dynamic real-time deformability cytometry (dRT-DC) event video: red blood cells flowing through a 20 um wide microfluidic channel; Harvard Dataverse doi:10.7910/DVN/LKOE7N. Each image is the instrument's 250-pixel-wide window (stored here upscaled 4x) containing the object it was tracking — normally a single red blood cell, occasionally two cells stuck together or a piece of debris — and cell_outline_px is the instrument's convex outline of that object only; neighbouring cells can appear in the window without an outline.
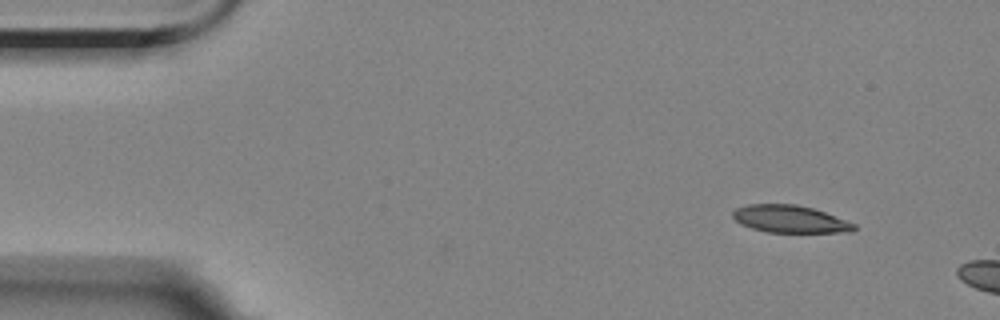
{"species": "Egyptian fruit bat (a non-hibernating species)", "species_latin": "Rousettus aegyptiacus", "temperature_condition": "room temperature", "stored_images_in_passage": 4, "camera_frame_rate_fps": 3000, "um_per_image_px": 0.085, "animal": {"sex": "female"}, "frame": {"image": 1, "passage_image": 1, "time_ms": 0.0, "image_size_px": [1000, 320], "cell_outline_px": [[856, 228], [852, 232], [768, 232], [752, 228], [740, 224], [732, 216], [732, 212], [736, 208], [748, 204], [796, 204], [812, 208], [824, 212], [856, 224]], "centroid_in_image_um": [67.13, 18.61], "position_along_channel_um": 17.9, "area_um2": 19.25}}